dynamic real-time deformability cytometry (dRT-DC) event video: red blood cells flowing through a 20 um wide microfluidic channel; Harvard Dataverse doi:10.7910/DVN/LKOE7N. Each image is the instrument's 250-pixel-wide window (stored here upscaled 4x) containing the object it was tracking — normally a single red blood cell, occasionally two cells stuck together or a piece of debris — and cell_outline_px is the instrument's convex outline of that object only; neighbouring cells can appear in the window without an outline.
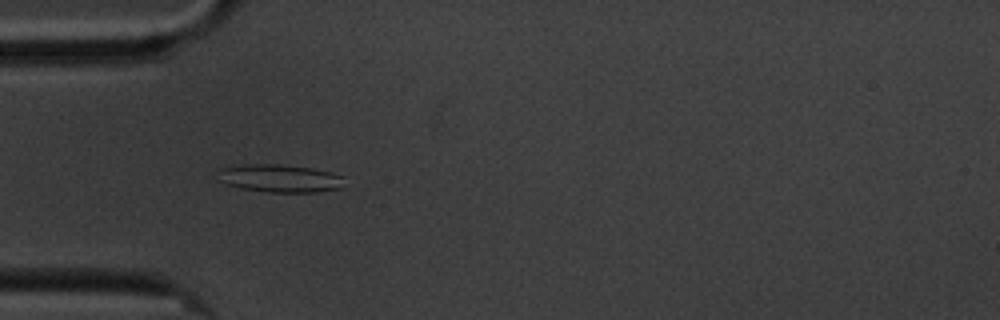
{"species": "common noctule bat (a hibernating species)", "species_latin": "Nyctalus noctula", "temperature_condition": "cold", "stored_images_in_passage": 48, "camera_frame_rate_fps": 3000, "um_per_image_px": 0.085, "animal": {"sex": "male", "body_mass_g": 20.1, "forearm_length_mm": 53.5}, "frame": {"image": 1, "passage_image": 7, "time_ms": 2.0, "image_size_px": [1000, 320], "cell_outline_px": [[340, 188], [316, 192], [272, 192], [240, 188], [216, 180], [220, 168], [236, 164], [276, 164], [312, 168], [328, 172], [340, 176]], "centroid_in_image_um": [23.65, 15.15], "position_along_channel_um": 61.3, "area_um2": 20.29}}
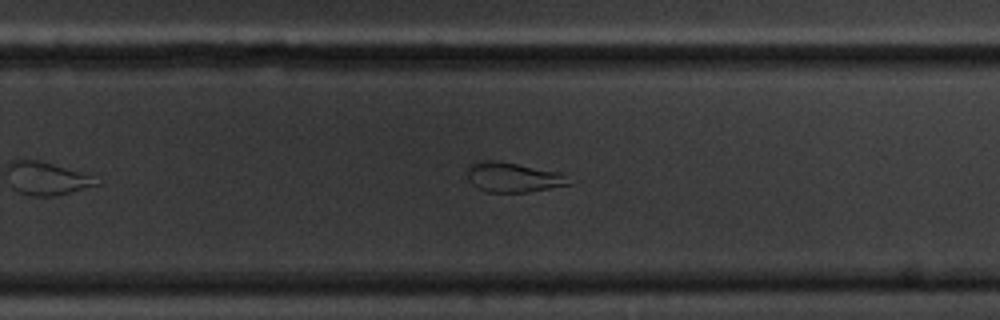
{"frame": {"image": 2, "passage_image": 27, "time_ms": 8.667, "image_size_px": [1000, 320], "cell_outline_px": [[572, 184], [528, 192], [488, 192], [476, 188], [468, 180], [468, 164], [484, 160], [496, 160], [560, 172]], "centroid_in_image_um": [43.56, 15.07], "position_along_channel_um": 286.2, "area_um2": 17.57}}
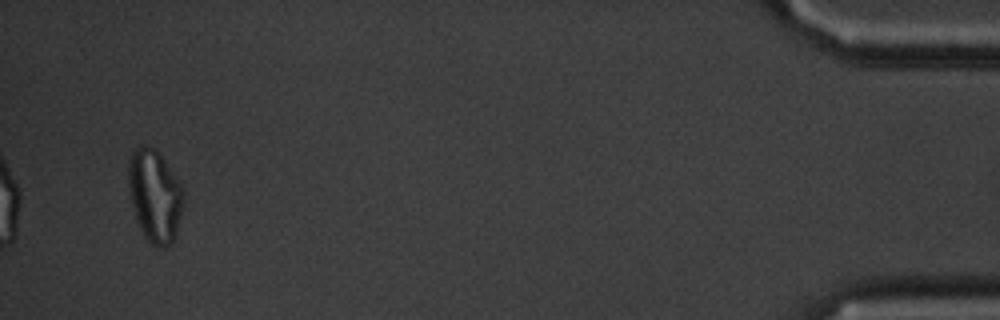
{"frame": {"image": 3, "passage_image": 46, "time_ms": 15.0, "image_size_px": [1000, 320], "cell_outline_px": [[184, 204], [176, 236], [164, 248], [156, 248], [144, 236], [136, 220], [132, 208], [128, 184], [128, 160], [132, 152], [140, 144], [148, 144], [156, 148], [160, 152], [184, 188]], "centroid_in_image_um": [13.16, 16.6], "position_along_channel_um": 422.0, "area_um2": 30.4}, "authors_computed_cell_mechanics": {"area_um2": 20.0566, "velocity_mm_per_s": 3.4088, "shape_relaxation_time_tau1_ms": null, "shape_relaxation_time_tau2_ms": 2.3269, "deformation_change_tau1": null, "deformation_change_tau2": 0.1004}}